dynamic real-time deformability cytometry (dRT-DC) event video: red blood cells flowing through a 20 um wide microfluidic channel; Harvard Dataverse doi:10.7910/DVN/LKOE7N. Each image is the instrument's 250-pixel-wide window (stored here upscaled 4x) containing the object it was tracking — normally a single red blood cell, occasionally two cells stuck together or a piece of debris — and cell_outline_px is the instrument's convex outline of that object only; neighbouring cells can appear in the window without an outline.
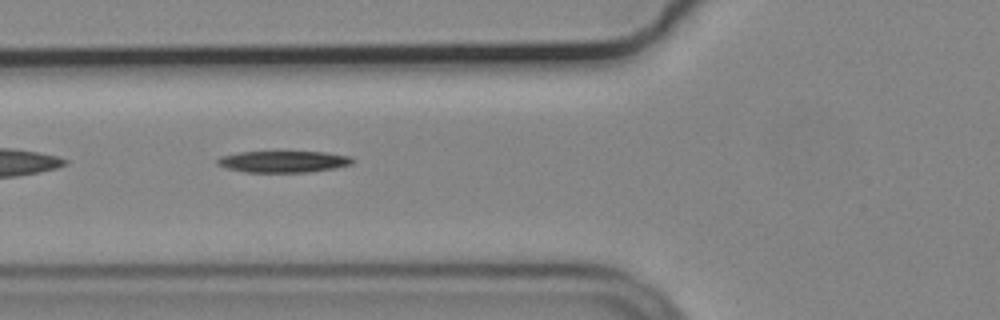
{"species": "common noctule bat (a hibernating species)", "species_latin": "Nyctalus noctula", "temperature_condition": "cold", "stored_images_in_passage": 17, "camera_frame_rate_fps": 3000, "um_per_image_px": 0.085, "animal": {"sex": "male", "body_mass_g": 19.2, "forearm_length_mm": 51.8}, "frame": {"image": 1, "passage_image": 5, "time_ms": 1.333, "image_size_px": [1000, 320], "cell_outline_px": [[352, 164], [336, 168], [308, 172], [244, 172], [228, 168], [216, 164], [216, 160], [220, 156], [236, 152], [324, 152], [352, 156]], "centroid_in_image_um": [24.07, 13.73], "position_along_channel_um": 101.7, "area_um2": 16.99}}
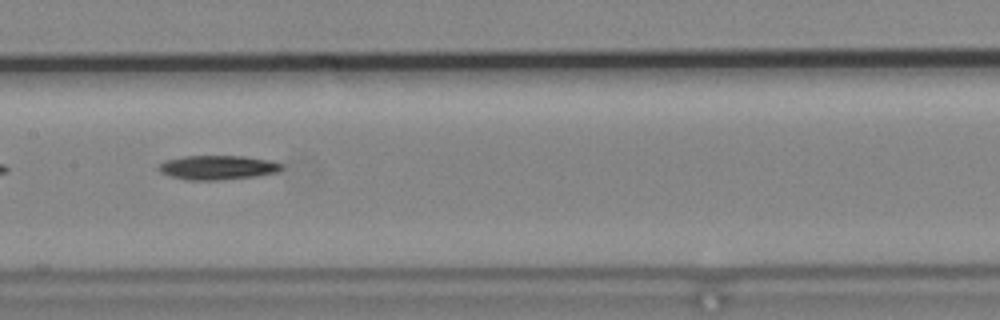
{"frame": {"image": 2, "passage_image": 12, "time_ms": 3.667, "image_size_px": [1000, 320], "cell_outline_px": [[284, 168], [276, 172], [256, 176], [216, 180], [188, 180], [172, 176], [160, 172], [156, 168], [164, 160], [184, 156], [244, 156], [268, 160], [284, 164]], "centroid_in_image_um": [18.49, 14.23], "position_along_channel_um": 188.9, "area_um2": 17.34}}